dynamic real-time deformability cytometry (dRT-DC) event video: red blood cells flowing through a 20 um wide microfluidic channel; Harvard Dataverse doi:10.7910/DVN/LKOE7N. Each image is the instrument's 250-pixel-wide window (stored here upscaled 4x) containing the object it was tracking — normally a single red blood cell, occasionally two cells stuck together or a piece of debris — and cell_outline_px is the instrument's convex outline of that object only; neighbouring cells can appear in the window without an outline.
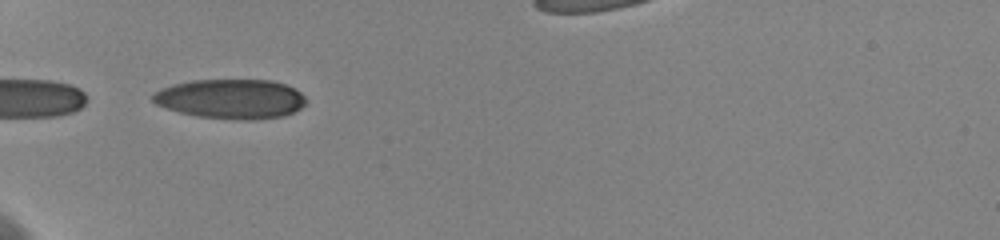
{"species": "human", "species_latin": "Homo sapiens", "temperature_condition": "cold", "stored_images_in_passage": 37, "camera_frame_rate_fps": 3000, "um_per_image_px": 0.085, "donor": {"sex": "female"}, "frame": {"image": 1, "passage_image": 1, "time_ms": 0.0, "image_size_px": [1000, 240], "cell_outline_px": [[304, 104], [300, 108], [284, 116], [252, 120], [240, 120], [196, 116], [180, 112], [156, 104], [152, 100], [152, 96], [160, 88], [172, 84], [192, 80], [272, 80], [296, 88], [304, 96]], "centroid_in_image_um": [19.62, 8.4], "position_along_channel_um": 65.4, "area_um2": 35.32}}